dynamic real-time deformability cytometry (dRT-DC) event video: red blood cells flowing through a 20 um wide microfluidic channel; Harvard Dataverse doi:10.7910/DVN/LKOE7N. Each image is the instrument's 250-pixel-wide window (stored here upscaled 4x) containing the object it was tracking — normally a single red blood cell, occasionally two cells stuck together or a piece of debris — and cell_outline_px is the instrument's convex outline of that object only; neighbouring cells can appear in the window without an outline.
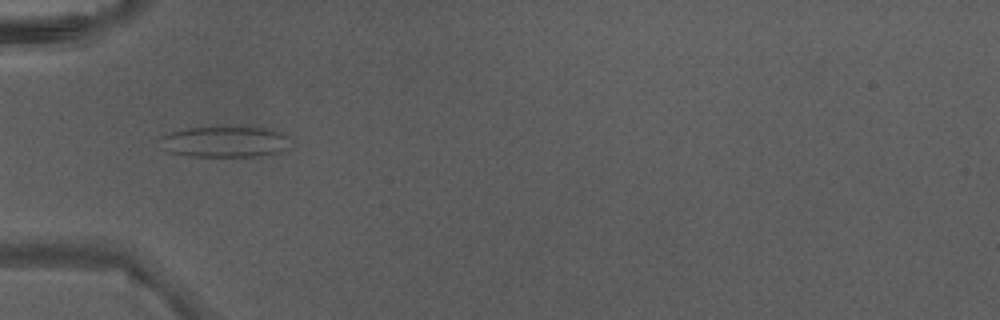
{"species": "Egyptian fruit bat (a non-hibernating species)", "species_latin": "Rousettus aegyptiacus", "temperature_condition": "warm", "stored_images_in_passage": 3, "camera_frame_rate_fps": 3000, "um_per_image_px": 0.085, "animal": {"sex": "male"}, "frame": {"image": 1, "passage_image": 3, "time_ms": 0.667, "image_size_px": [1000, 320], "cell_outline_px": [[288, 148], [280, 152], [260, 156], [192, 156], [168, 152], [164, 148], [160, 136], [184, 128], [268, 128], [280, 132], [284, 136]], "centroid_in_image_um": [19.08, 12.06], "position_along_channel_um": 65.9, "area_um2": 22.89}}